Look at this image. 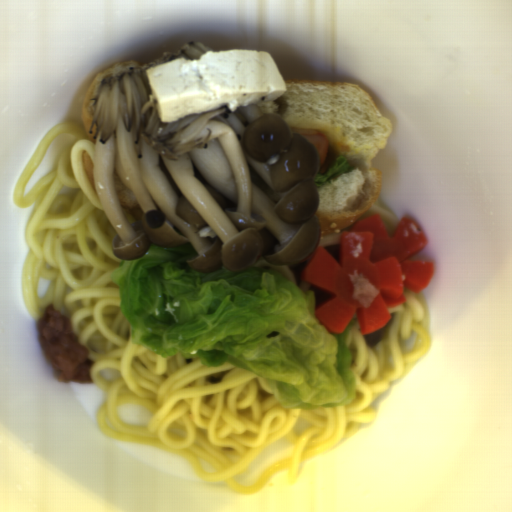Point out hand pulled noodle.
Returning <instances> with one entry per match:
<instances>
[{
  "mask_svg": "<svg viewBox=\"0 0 512 512\" xmlns=\"http://www.w3.org/2000/svg\"><path fill=\"white\" fill-rule=\"evenodd\" d=\"M72 134L55 168L25 197V184L54 138ZM96 143L78 121L49 128L19 176L17 208L33 205L24 234L29 249L20 269L23 300L34 318L47 307L65 315L88 350L93 384L106 398L96 420L104 436L173 453L189 462L203 482H223L239 495L257 493L279 472L298 484L304 460L322 456L373 422L374 402L430 351L427 300L403 290L404 304L388 308L383 328L362 334L356 314L346 346L356 384L349 406L281 408L265 378L233 363L206 368L196 359L163 357L132 341L113 273L114 229L83 165ZM144 407L146 427L122 423L118 407ZM292 445L287 458L268 466L253 486L239 472L277 441Z\"/></svg>",
  "mask_w": 512,
  "mask_h": 512,
  "instance_id": "1",
  "label": "hand pulled noodle"
},
{
  "mask_svg": "<svg viewBox=\"0 0 512 512\" xmlns=\"http://www.w3.org/2000/svg\"><path fill=\"white\" fill-rule=\"evenodd\" d=\"M310 257L305 261L295 265V266H274V268L278 271V273L299 288L304 293L314 294L315 303L314 309L323 304L326 300L331 298V294L326 291L320 289L319 287L313 285L312 283L304 280L302 278L303 271L309 261Z\"/></svg>",
  "mask_w": 512,
  "mask_h": 512,
  "instance_id": "2",
  "label": "hand pulled noodle"
},
{
  "mask_svg": "<svg viewBox=\"0 0 512 512\" xmlns=\"http://www.w3.org/2000/svg\"><path fill=\"white\" fill-rule=\"evenodd\" d=\"M353 225H355V224H353ZM350 227H348V228H350ZM348 228L343 229L338 232H335V233H332V234L321 236V238L317 244V246H321L323 249H325L337 263L340 261L342 234Z\"/></svg>",
  "mask_w": 512,
  "mask_h": 512,
  "instance_id": "3",
  "label": "hand pulled noodle"
},
{
  "mask_svg": "<svg viewBox=\"0 0 512 512\" xmlns=\"http://www.w3.org/2000/svg\"><path fill=\"white\" fill-rule=\"evenodd\" d=\"M373 214H379L384 226L390 233L393 232L400 223L389 210L380 204L375 203L365 212V214L360 219L371 216Z\"/></svg>",
  "mask_w": 512,
  "mask_h": 512,
  "instance_id": "4",
  "label": "hand pulled noodle"
}]
</instances>
